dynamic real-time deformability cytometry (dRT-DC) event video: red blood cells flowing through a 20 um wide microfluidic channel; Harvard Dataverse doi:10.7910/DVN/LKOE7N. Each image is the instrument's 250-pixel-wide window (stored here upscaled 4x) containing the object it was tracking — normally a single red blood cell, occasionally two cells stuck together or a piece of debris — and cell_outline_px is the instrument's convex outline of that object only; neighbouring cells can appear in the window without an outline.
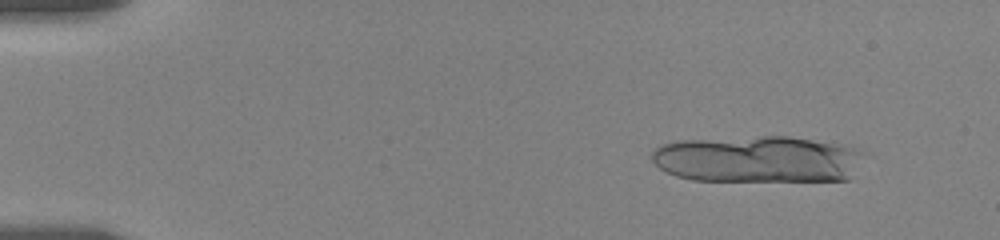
{"species": "human", "species_latin": "Homo sapiens", "temperature_condition": "room temperature", "stored_images_in_passage": 29, "camera_frame_rate_fps": 3000, "um_per_image_px": 0.085, "donor": {"sex": "female"}, "frame": {"image": 1, "passage_image": 6, "time_ms": 1.667, "image_size_px": [1000, 240], "cell_outline_px": [[864, 152], [848, 180], [692, 180], [676, 176], [660, 168], [652, 160], [652, 152], [660, 144], [676, 140], [760, 136], [788, 136], [848, 144]], "centroid_in_image_um": [64.39, 13.5], "position_along_channel_um": 20.6, "area_um2": 57.97}}
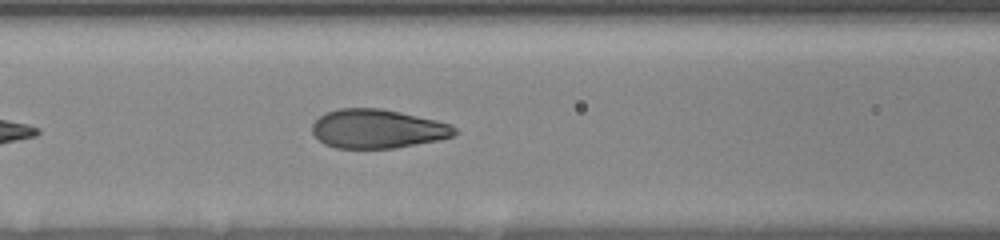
{"frame": {"image": 2, "passage_image": 20, "time_ms": 8.333, "image_size_px": [1000, 240], "cell_outline_px": [[460, 132], [452, 136], [440, 140], [396, 148], [336, 148], [324, 144], [312, 132], [312, 124], [324, 112], [340, 108], [380, 108], [400, 112], [436, 120], [452, 124]], "centroid_in_image_um": [32.11, 10.95], "position_along_channel_um": 134.5, "area_um2": 32.54}}
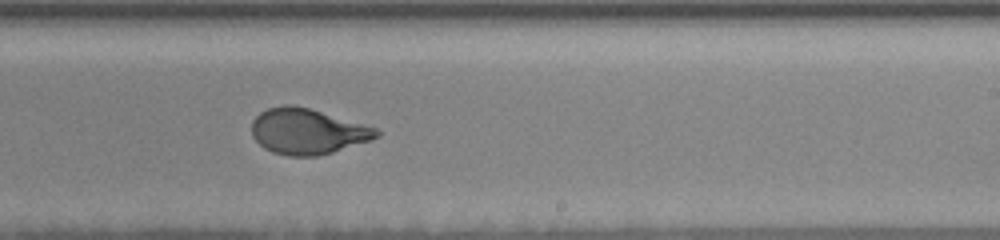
{"frame": {"image": 3, "passage_image": 26, "time_ms": 12.0, "image_size_px": [1000, 240], "cell_outline_px": [[380, 136], [372, 140], [332, 152], [316, 156], [288, 156], [272, 152], [264, 148], [252, 136], [252, 120], [260, 112], [268, 108], [284, 104], [288, 104], [308, 108], [376, 128], [380, 132]], "centroid_in_image_um": [26.11, 11.17], "position_along_channel_um": 262.9, "area_um2": 32.95}}